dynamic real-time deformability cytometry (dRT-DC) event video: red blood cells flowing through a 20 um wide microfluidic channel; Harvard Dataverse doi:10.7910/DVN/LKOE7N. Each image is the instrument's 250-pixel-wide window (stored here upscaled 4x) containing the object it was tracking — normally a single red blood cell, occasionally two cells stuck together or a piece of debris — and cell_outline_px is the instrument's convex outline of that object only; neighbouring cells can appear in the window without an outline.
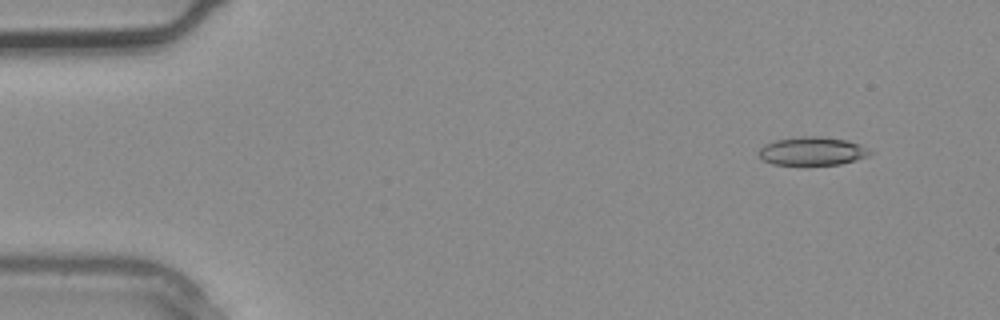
{"species": "common noctule bat (a hibernating species)", "species_latin": "Nyctalus noctula", "temperature_condition": "warm", "stored_images_in_passage": 2, "camera_frame_rate_fps": 3000, "um_per_image_px": 0.085, "animal": {"sex": "male", "body_mass_g": 20.4}, "frame": {"image": 1, "passage_image": 1, "time_ms": 0.0, "image_size_px": [1000, 320], "cell_outline_px": [[872, 152], [868, 156], [856, 160], [840, 164], [804, 168], [772, 164], [764, 160], [756, 152], [764, 144], [776, 140], [804, 136], [820, 136], [848, 140], [860, 144], [868, 148]], "centroid_in_image_um": [69.02, 12.89], "position_along_channel_um": 16.0, "area_um2": 19.31}}
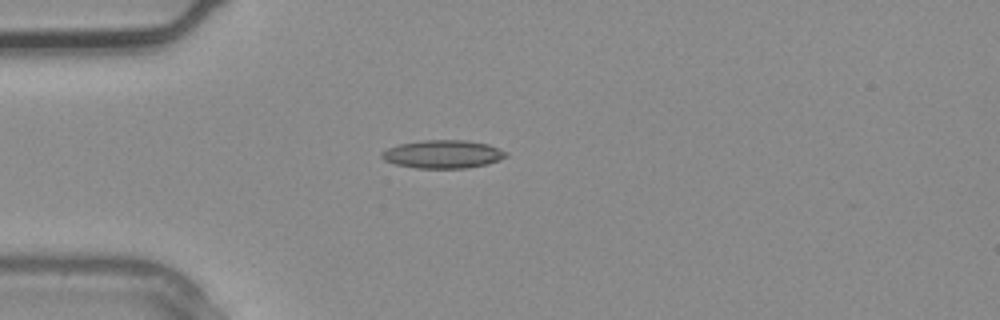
{"frame": {"image": 2, "passage_image": 2, "time_ms": 0.333, "image_size_px": [1000, 320], "cell_outline_px": [[508, 156], [500, 160], [488, 164], [468, 168], [416, 168], [396, 164], [384, 160], [380, 156], [380, 152], [388, 148], [400, 144], [424, 140], [468, 140], [488, 144], [508, 152]], "centroid_in_image_um": [37.68, 13.11], "position_along_channel_um": 47.3, "area_um2": 20.52}}